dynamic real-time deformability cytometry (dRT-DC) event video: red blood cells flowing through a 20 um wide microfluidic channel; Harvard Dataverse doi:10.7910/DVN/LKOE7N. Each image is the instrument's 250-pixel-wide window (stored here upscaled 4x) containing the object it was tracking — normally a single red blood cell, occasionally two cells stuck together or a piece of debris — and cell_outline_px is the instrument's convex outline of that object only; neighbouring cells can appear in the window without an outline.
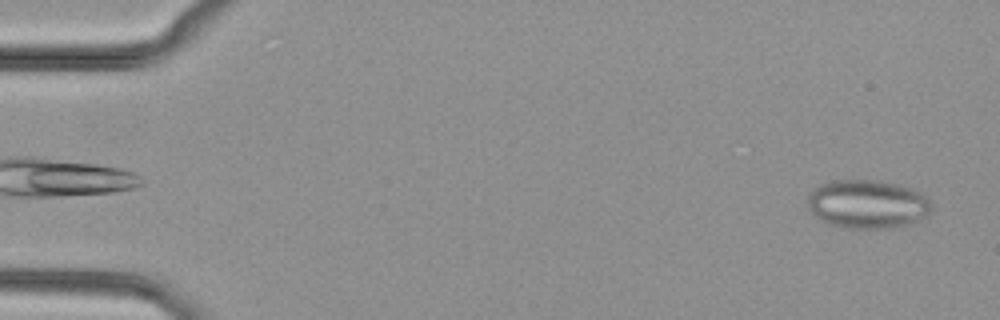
{"species": "common noctule bat (a hibernating species)", "species_latin": "Nyctalus noctula", "temperature_condition": "cold", "stored_images_in_passage": 50, "camera_frame_rate_fps": 3000, "um_per_image_px": 0.085, "animal": {"sex": "female", "body_mass_g": 29.2, "forearm_length_mm": 56.3}, "frame": {"image": 1, "passage_image": 2, "time_ms": 0.333, "image_size_px": [1000, 320], "cell_outline_px": [[932, 208], [920, 220], [912, 224], [892, 228], [844, 228], [828, 224], [820, 220], [808, 208], [808, 196], [820, 184], [828, 180], [880, 180], [912, 188], [920, 192], [932, 204]], "centroid_in_image_um": [73.73, 17.35], "position_along_channel_um": 11.3, "area_um2": 35.32}}
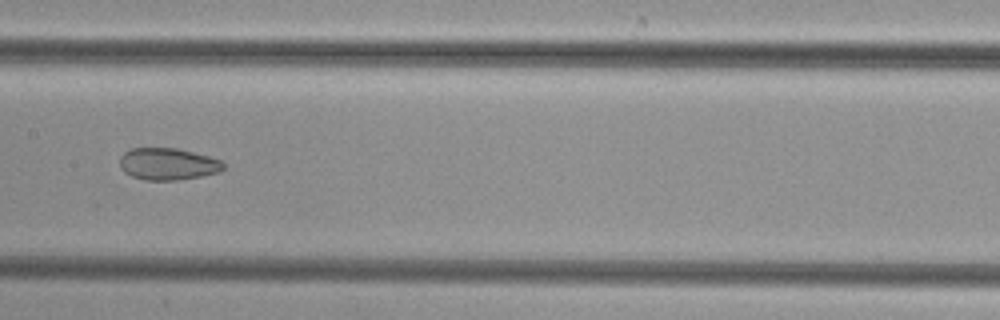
{"frame": {"image": 2, "passage_image": 25, "time_ms": 8.0, "image_size_px": [1000, 320], "cell_outline_px": [[224, 168], [220, 172], [200, 176], [176, 180], [144, 180], [132, 176], [124, 172], [120, 168], [120, 156], [128, 148], [176, 148], [208, 156], [220, 160], [224, 164]], "centroid_in_image_um": [14.23, 13.94], "position_along_channel_um": 193.2, "area_um2": 19.31}}
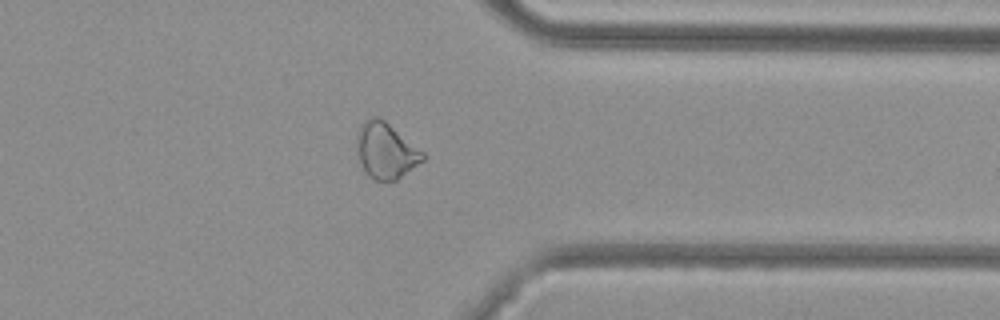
{"frame": {"image": 3, "passage_image": 39, "time_ms": 12.667, "image_size_px": [1000, 320], "cell_outline_px": [[424, 160], [396, 180], [376, 180], [368, 176], [364, 172], [356, 148], [356, 132], [360, 124], [372, 116], [376, 116], [384, 120], [424, 152]], "centroid_in_image_um": [32.76, 12.79], "position_along_channel_um": 378.6, "area_um2": 21.39}}